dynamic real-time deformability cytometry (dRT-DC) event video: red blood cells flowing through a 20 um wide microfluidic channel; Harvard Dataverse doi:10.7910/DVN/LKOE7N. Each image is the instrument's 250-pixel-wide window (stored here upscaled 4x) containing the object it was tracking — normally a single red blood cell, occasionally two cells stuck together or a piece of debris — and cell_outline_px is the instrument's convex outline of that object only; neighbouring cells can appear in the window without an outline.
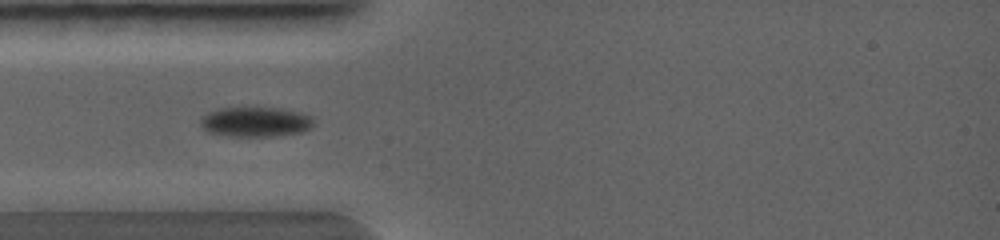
{"species": "common noctule bat (a hibernating species)", "species_latin": "Nyctalus noctula", "temperature_condition": "warm", "stored_images_in_passage": 28, "camera_frame_rate_fps": 5000, "um_per_image_px": 0.085, "animal": {"sex": "female", "body_mass_g": 19.0, "forearm_length_mm": 56.7}, "frame": {"image": 1, "passage_image": 4, "time_ms": 0.8, "image_size_px": [1000, 240], "cell_outline_px": [[312, 124], [304, 132], [272, 136], [236, 136], [208, 132], [200, 124], [200, 116], [208, 112], [220, 108], [280, 108], [300, 112], [312, 116]], "centroid_in_image_um": [21.7, 10.35], "position_along_channel_um": 63.3, "area_um2": 19.54}}
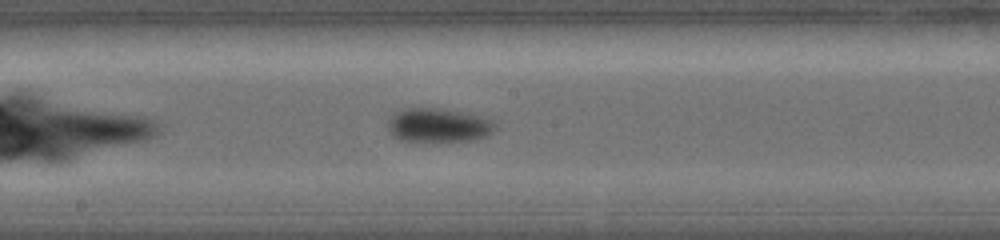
{"frame": {"image": 2, "passage_image": 11, "time_ms": 3.0, "image_size_px": [1000, 240], "cell_outline_px": [[496, 128], [492, 132], [476, 140], [400, 140], [392, 136], [388, 132], [388, 120], [400, 108], [444, 108], [472, 112], [496, 120]], "centroid_in_image_um": [37.32, 10.6], "position_along_channel_um": 210.9, "area_um2": 21.62}}
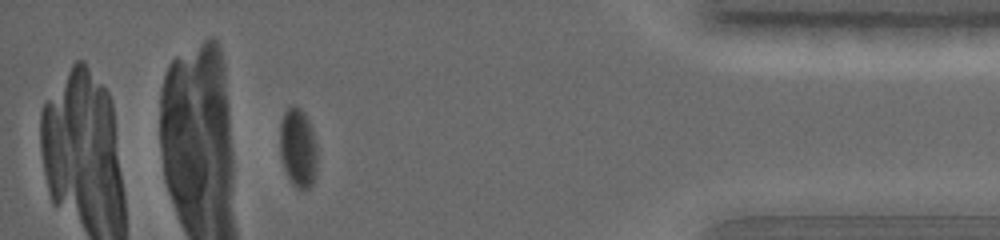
{"frame": {"image": 3, "passage_image": 23, "time_ms": 6.6, "image_size_px": [1000, 240], "cell_outline_px": [[316, 176], [312, 184], [308, 188], [296, 188], [292, 184], [284, 168], [280, 156], [280, 124], [284, 112], [292, 104], [300, 108], [304, 112], [308, 120], [316, 144]], "centroid_in_image_um": [25.32, 12.57], "position_along_channel_um": 409.9, "area_um2": 17.17}}